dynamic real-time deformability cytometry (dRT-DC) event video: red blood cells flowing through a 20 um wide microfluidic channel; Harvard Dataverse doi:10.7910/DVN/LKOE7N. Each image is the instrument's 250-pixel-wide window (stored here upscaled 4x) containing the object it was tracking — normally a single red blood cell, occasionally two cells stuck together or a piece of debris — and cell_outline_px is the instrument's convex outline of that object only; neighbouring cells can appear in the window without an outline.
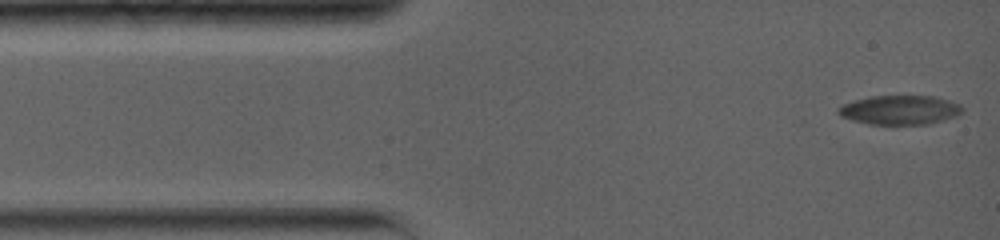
{"species": "common noctule bat (a hibernating species)", "species_latin": "Nyctalus noctula", "temperature_condition": "warm", "stored_images_in_passage": 43, "camera_frame_rate_fps": 5000, "um_per_image_px": 0.085, "animal": {"sex": "female", "body_mass_g": 19.0, "forearm_length_mm": 56.7}, "frame": {"image": 1, "passage_image": 1, "time_ms": 0.0, "image_size_px": [1000, 240], "cell_outline_px": [[964, 108], [960, 112], [952, 116], [928, 124], [868, 124], [852, 120], [840, 116], [836, 112], [836, 108], [844, 104], [856, 100], [872, 96], [936, 96], [960, 104]], "centroid_in_image_um": [76.44, 9.34], "position_along_channel_um": 8.6, "area_um2": 20.87}}
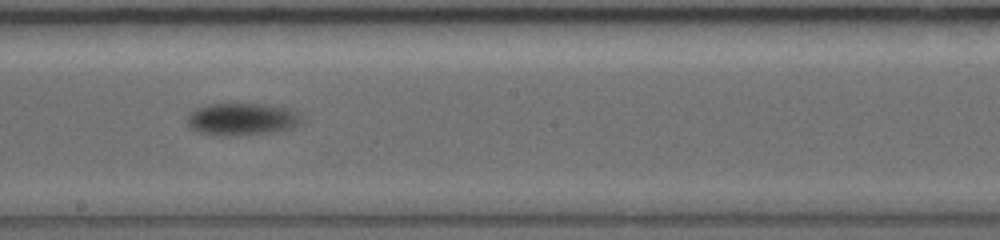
{"frame": {"image": 2, "passage_image": 19, "time_ms": 8.2, "image_size_px": [1000, 240], "cell_outline_px": [[304, 120], [296, 128], [276, 132], [240, 136], [220, 136], [196, 132], [188, 128], [188, 112], [196, 108], [208, 104], [260, 104], [288, 108], [300, 112], [304, 116]], "centroid_in_image_um": [20.62, 10.15], "position_along_channel_um": 227.6, "area_um2": 22.31}}
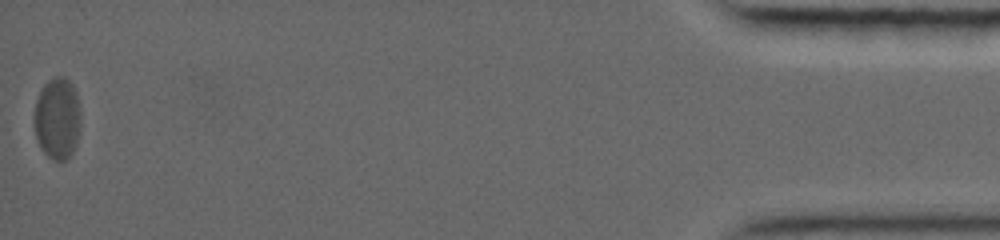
{"frame": {"image": 3, "passage_image": 43, "time_ms": 17.8, "image_size_px": [1000, 240], "cell_outline_px": [[80, 132], [76, 144], [68, 160], [52, 160], [40, 148], [36, 136], [32, 120], [36, 100], [44, 84], [48, 80], [56, 76], [64, 76], [72, 84], [76, 92], [80, 108]], "centroid_in_image_um": [4.87, 10.07], "position_along_channel_um": 430.3, "area_um2": 22.6}, "authors_computed_cell_mechanics": {"area_um2": 21.675, "velocity_mm_per_s": 3.5549, "shape_relaxation_time_tau1_ms": 4.2852, "shape_relaxation_time_tau2_ms": null, "deformation_change_tau1": 0.1246, "deformation_change_tau2": null}}